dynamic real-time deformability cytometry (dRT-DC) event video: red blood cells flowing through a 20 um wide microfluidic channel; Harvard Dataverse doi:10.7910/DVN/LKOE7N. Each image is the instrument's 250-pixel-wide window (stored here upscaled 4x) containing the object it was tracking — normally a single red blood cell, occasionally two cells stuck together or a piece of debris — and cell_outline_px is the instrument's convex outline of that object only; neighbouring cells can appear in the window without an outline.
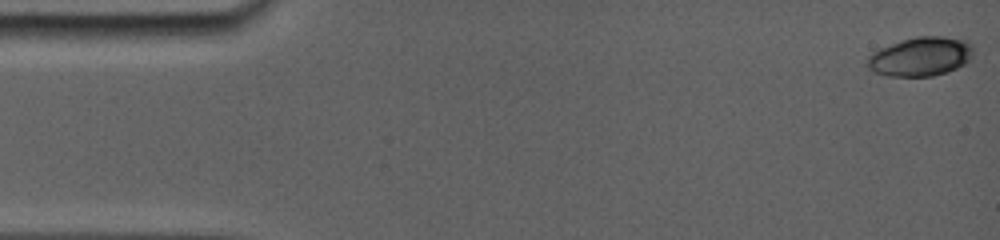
{"species": "common noctule bat (a hibernating species)", "species_latin": "Nyctalus noctula", "temperature_condition": "room temperature", "stored_images_in_passage": 29, "camera_frame_rate_fps": 5000, "um_per_image_px": 0.085, "animal": {"sex": "female", "body_mass_g": 19.0, "forearm_length_mm": 56.7}, "frame": {"image": 1, "passage_image": 1, "time_ms": 0.0, "image_size_px": [1000, 240], "cell_outline_px": [[972, 56], [964, 64], [948, 72], [932, 76], [888, 76], [876, 72], [868, 68], [864, 60], [872, 52], [880, 48], [916, 36], [944, 36], [968, 40], [972, 44]], "centroid_in_image_um": [78.25, 4.8], "position_along_channel_um": 6.8, "area_um2": 24.22}}
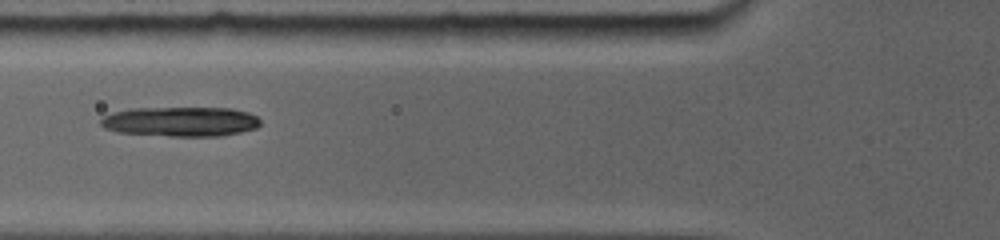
{"frame": {"image": 2, "passage_image": 21, "time_ms": 6.0, "image_size_px": [1000, 240], "cell_outline_px": [[260, 124], [256, 128], [240, 132], [216, 136], [172, 136], [120, 132], [108, 128], [100, 124], [100, 120], [104, 116], [112, 112], [132, 108], [232, 108], [248, 112], [256, 116], [260, 120]], "centroid_in_image_um": [15.38, 10.32], "position_along_channel_um": 110.4, "area_um2": 27.4}}
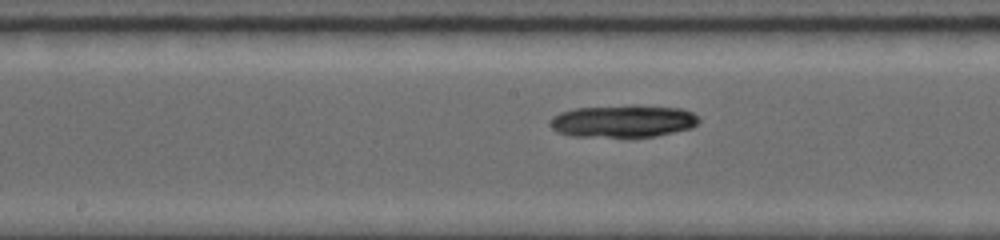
{"frame": {"image": 3, "passage_image": 28, "time_ms": 8.2, "image_size_px": [1000, 240], "cell_outline_px": [[700, 120], [692, 128], [652, 136], [576, 136], [560, 132], [552, 128], [552, 120], [560, 112], [576, 108], [680, 108], [692, 112]], "centroid_in_image_um": [52.99, 10.33], "position_along_channel_um": 195.2, "area_um2": 26.18}}